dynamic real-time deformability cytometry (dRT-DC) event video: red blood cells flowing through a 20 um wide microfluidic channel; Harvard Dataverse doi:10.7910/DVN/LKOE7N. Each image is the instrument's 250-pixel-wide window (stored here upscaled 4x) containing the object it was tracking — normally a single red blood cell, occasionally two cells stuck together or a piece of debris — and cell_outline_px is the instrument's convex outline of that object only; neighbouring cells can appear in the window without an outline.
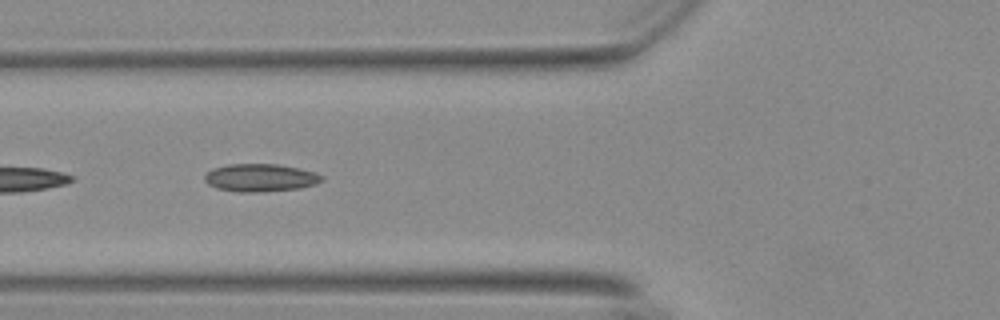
{"species": "Egyptian fruit bat (a non-hibernating species)", "species_latin": "Rousettus aegyptiacus", "temperature_condition": "warm", "stored_images_in_passage": 25, "segment_of_instrument_passage": [2, 2], "camera_frame_rate_fps": 3000, "um_per_image_px": 0.085, "animal": {"sex": "female"}, "frame": {"image": 1, "passage_image": 20, "time_ms": 6.333, "image_size_px": [1000, 320], "cell_outline_px": [[324, 180], [316, 184], [300, 188], [260, 192], [236, 192], [216, 188], [208, 184], [204, 180], [204, 176], [212, 168], [228, 164], [276, 164], [300, 168], [324, 176]], "centroid_in_image_um": [22.12, 15.11], "position_along_channel_um": 103.7, "area_um2": 19.07}}